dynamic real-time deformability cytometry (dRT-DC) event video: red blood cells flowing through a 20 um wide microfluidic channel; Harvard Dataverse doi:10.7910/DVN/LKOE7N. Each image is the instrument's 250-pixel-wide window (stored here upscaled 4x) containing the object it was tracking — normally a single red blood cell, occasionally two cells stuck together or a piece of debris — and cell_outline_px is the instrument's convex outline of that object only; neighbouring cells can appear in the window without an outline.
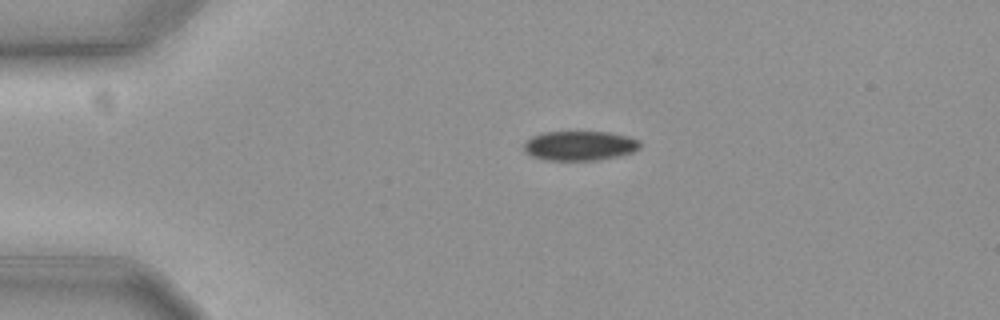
{"species": "common noctule bat (a hibernating species)", "species_latin": "Nyctalus noctula", "temperature_condition": "cold", "stored_images_in_passage": 46, "camera_frame_rate_fps": 3000, "um_per_image_px": 0.085, "animal": {"sex": "female", "body_mass_g": 19.3, "forearm_length_mm": 54.1}, "frame": {"image": 1, "passage_image": 1, "time_ms": 0.0, "image_size_px": [1000, 320], "cell_outline_px": [[640, 148], [632, 152], [620, 156], [596, 160], [548, 160], [532, 156], [524, 148], [524, 140], [532, 136], [544, 132], [608, 132], [628, 136], [640, 140]], "centroid_in_image_um": [49.29, 12.38], "position_along_channel_um": 35.7, "area_um2": 20.0}}
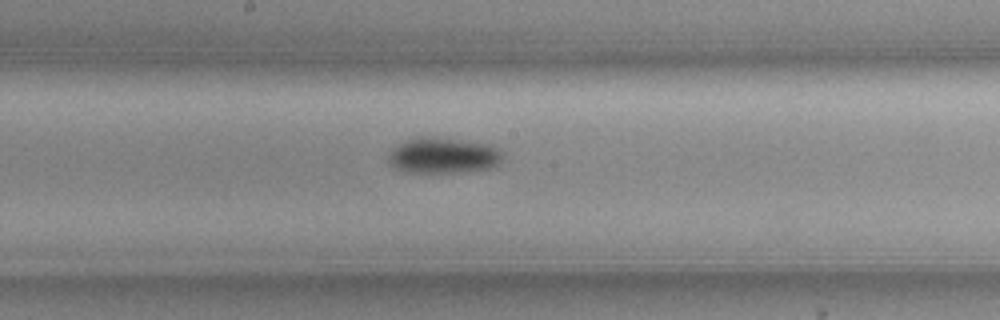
{"frame": {"image": 2, "passage_image": 19, "time_ms": 6.0, "image_size_px": [1000, 320], "cell_outline_px": [[500, 160], [492, 168], [452, 172], [408, 172], [392, 168], [388, 164], [388, 156], [392, 148], [416, 136], [432, 136], [488, 144], [496, 148], [500, 152]], "centroid_in_image_um": [37.58, 13.21], "position_along_channel_um": 210.6, "area_um2": 23.58}}
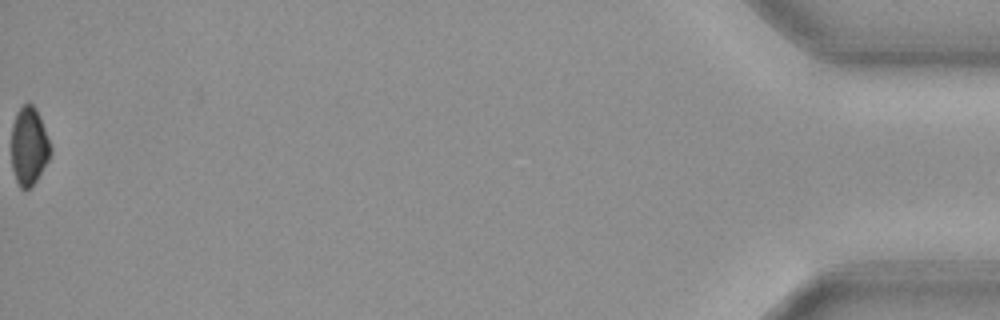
{"frame": {"image": 3, "passage_image": 46, "time_ms": 15.0, "image_size_px": [1000, 320], "cell_outline_px": [[52, 152], [48, 160], [36, 180], [28, 188], [20, 188], [16, 180], [12, 168], [12, 124], [16, 112], [28, 100], [36, 108], [52, 148]], "centroid_in_image_um": [2.46, 12.38], "position_along_channel_um": 432.7, "area_um2": 17.69}, "authors_computed_cell_mechanics": {"area_um2": 21.5016, "velocity_mm_per_s": 3.639, "shape_relaxation_time_tau1_ms": 4.9452, "shape_relaxation_time_tau2_ms": null, "deformation_change_tau1": 0.0627, "deformation_change_tau2": null}}